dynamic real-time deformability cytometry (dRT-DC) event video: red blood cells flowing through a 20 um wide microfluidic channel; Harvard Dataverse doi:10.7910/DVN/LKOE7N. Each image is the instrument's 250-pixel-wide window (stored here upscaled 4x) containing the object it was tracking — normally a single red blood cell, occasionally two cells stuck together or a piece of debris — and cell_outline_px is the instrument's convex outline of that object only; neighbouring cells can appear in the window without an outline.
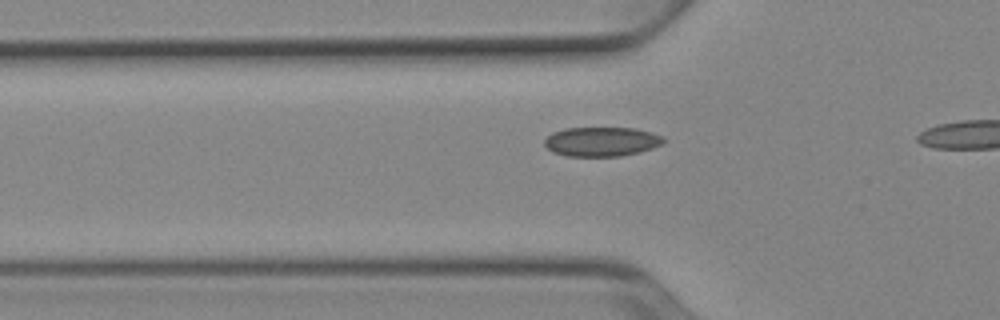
{"species": "Egyptian fruit bat (a non-hibernating species)", "species_latin": "Rousettus aegyptiacus", "temperature_condition": "cold", "stored_images_in_passage": 14, "camera_frame_rate_fps": 3000, "um_per_image_px": 0.085, "animal": {"sex": "female"}, "frame": {"image": 1, "passage_image": 12, "time_ms": 3.667, "image_size_px": [1000, 320], "cell_outline_px": [[664, 140], [660, 144], [652, 148], [640, 152], [620, 156], [568, 156], [552, 152], [544, 144], [544, 140], [552, 132], [564, 128], [636, 128], [652, 132], [664, 136]], "centroid_in_image_um": [51.13, 12.03], "position_along_channel_um": 74.7, "area_um2": 20.4}}